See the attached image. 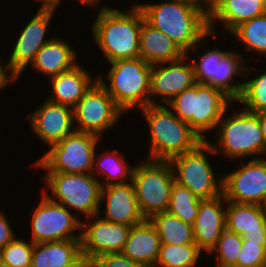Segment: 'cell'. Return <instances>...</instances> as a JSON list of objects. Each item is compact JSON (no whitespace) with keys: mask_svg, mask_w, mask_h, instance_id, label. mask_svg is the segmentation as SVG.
<instances>
[{"mask_svg":"<svg viewBox=\"0 0 266 267\" xmlns=\"http://www.w3.org/2000/svg\"><path fill=\"white\" fill-rule=\"evenodd\" d=\"M124 153L109 148L99 150L94 156L91 174L99 180L102 187L112 184H126L132 181L135 162L131 165Z\"/></svg>","mask_w":266,"mask_h":267,"instance_id":"obj_27","label":"cell"},{"mask_svg":"<svg viewBox=\"0 0 266 267\" xmlns=\"http://www.w3.org/2000/svg\"><path fill=\"white\" fill-rule=\"evenodd\" d=\"M242 243V236L225 230L207 255L214 256L215 267H237Z\"/></svg>","mask_w":266,"mask_h":267,"instance_id":"obj_34","label":"cell"},{"mask_svg":"<svg viewBox=\"0 0 266 267\" xmlns=\"http://www.w3.org/2000/svg\"><path fill=\"white\" fill-rule=\"evenodd\" d=\"M81 221L82 258L91 260L99 255L123 250L132 226L103 220L99 215Z\"/></svg>","mask_w":266,"mask_h":267,"instance_id":"obj_16","label":"cell"},{"mask_svg":"<svg viewBox=\"0 0 266 267\" xmlns=\"http://www.w3.org/2000/svg\"><path fill=\"white\" fill-rule=\"evenodd\" d=\"M226 230V199L224 195L203 199L193 225L194 242L208 254Z\"/></svg>","mask_w":266,"mask_h":267,"instance_id":"obj_20","label":"cell"},{"mask_svg":"<svg viewBox=\"0 0 266 267\" xmlns=\"http://www.w3.org/2000/svg\"><path fill=\"white\" fill-rule=\"evenodd\" d=\"M140 161L135 163L132 182L139 212L144 219H150L168 210L175 176L169 161L147 158Z\"/></svg>","mask_w":266,"mask_h":267,"instance_id":"obj_10","label":"cell"},{"mask_svg":"<svg viewBox=\"0 0 266 267\" xmlns=\"http://www.w3.org/2000/svg\"><path fill=\"white\" fill-rule=\"evenodd\" d=\"M251 65V62L246 65L243 90L236 103L247 111L257 113L266 110V65L260 71Z\"/></svg>","mask_w":266,"mask_h":267,"instance_id":"obj_30","label":"cell"},{"mask_svg":"<svg viewBox=\"0 0 266 267\" xmlns=\"http://www.w3.org/2000/svg\"><path fill=\"white\" fill-rule=\"evenodd\" d=\"M201 200L189 189L174 182L167 211L193 226Z\"/></svg>","mask_w":266,"mask_h":267,"instance_id":"obj_33","label":"cell"},{"mask_svg":"<svg viewBox=\"0 0 266 267\" xmlns=\"http://www.w3.org/2000/svg\"><path fill=\"white\" fill-rule=\"evenodd\" d=\"M255 114L258 117V121H259V123L261 125V129H262L263 138H264V141L266 143V110L261 111V112H257Z\"/></svg>","mask_w":266,"mask_h":267,"instance_id":"obj_43","label":"cell"},{"mask_svg":"<svg viewBox=\"0 0 266 267\" xmlns=\"http://www.w3.org/2000/svg\"><path fill=\"white\" fill-rule=\"evenodd\" d=\"M106 64L110 67L108 72L105 76L97 72V81L126 115L129 111L136 114V110L150 104L152 65L141 57Z\"/></svg>","mask_w":266,"mask_h":267,"instance_id":"obj_6","label":"cell"},{"mask_svg":"<svg viewBox=\"0 0 266 267\" xmlns=\"http://www.w3.org/2000/svg\"><path fill=\"white\" fill-rule=\"evenodd\" d=\"M56 35L37 52L34 61L26 69L30 68L36 75H42L47 80L60 73L69 71L79 64L81 59L77 48L70 44L69 39ZM63 37V38H62ZM77 51V52H76ZM39 73V74H38Z\"/></svg>","mask_w":266,"mask_h":267,"instance_id":"obj_21","label":"cell"},{"mask_svg":"<svg viewBox=\"0 0 266 267\" xmlns=\"http://www.w3.org/2000/svg\"><path fill=\"white\" fill-rule=\"evenodd\" d=\"M265 12L266 3L263 0H216L213 13L208 19L209 32L222 35L224 33L219 32L223 30L226 36L242 22Z\"/></svg>","mask_w":266,"mask_h":267,"instance_id":"obj_23","label":"cell"},{"mask_svg":"<svg viewBox=\"0 0 266 267\" xmlns=\"http://www.w3.org/2000/svg\"><path fill=\"white\" fill-rule=\"evenodd\" d=\"M243 238L248 242L254 243H266V234L265 232H254L246 233Z\"/></svg>","mask_w":266,"mask_h":267,"instance_id":"obj_42","label":"cell"},{"mask_svg":"<svg viewBox=\"0 0 266 267\" xmlns=\"http://www.w3.org/2000/svg\"><path fill=\"white\" fill-rule=\"evenodd\" d=\"M262 209L266 212V198L264 200V202L261 204Z\"/></svg>","mask_w":266,"mask_h":267,"instance_id":"obj_46","label":"cell"},{"mask_svg":"<svg viewBox=\"0 0 266 267\" xmlns=\"http://www.w3.org/2000/svg\"><path fill=\"white\" fill-rule=\"evenodd\" d=\"M42 103L28 113V126L41 144L50 147L75 131L73 108L47 99Z\"/></svg>","mask_w":266,"mask_h":267,"instance_id":"obj_18","label":"cell"},{"mask_svg":"<svg viewBox=\"0 0 266 267\" xmlns=\"http://www.w3.org/2000/svg\"><path fill=\"white\" fill-rule=\"evenodd\" d=\"M41 195V196H40ZM38 205L29 213L30 234L35 243L66 241L81 238V220L64 205L53 202L42 192ZM77 231V232H76Z\"/></svg>","mask_w":266,"mask_h":267,"instance_id":"obj_12","label":"cell"},{"mask_svg":"<svg viewBox=\"0 0 266 267\" xmlns=\"http://www.w3.org/2000/svg\"><path fill=\"white\" fill-rule=\"evenodd\" d=\"M77 267H97L91 260L83 259Z\"/></svg>","mask_w":266,"mask_h":267,"instance_id":"obj_45","label":"cell"},{"mask_svg":"<svg viewBox=\"0 0 266 267\" xmlns=\"http://www.w3.org/2000/svg\"><path fill=\"white\" fill-rule=\"evenodd\" d=\"M2 59L0 61V94L1 91L5 89V87H9V85H13L18 81V77L10 70L8 65Z\"/></svg>","mask_w":266,"mask_h":267,"instance_id":"obj_40","label":"cell"},{"mask_svg":"<svg viewBox=\"0 0 266 267\" xmlns=\"http://www.w3.org/2000/svg\"><path fill=\"white\" fill-rule=\"evenodd\" d=\"M186 55L167 35L142 20L140 57L150 65L173 62Z\"/></svg>","mask_w":266,"mask_h":267,"instance_id":"obj_26","label":"cell"},{"mask_svg":"<svg viewBox=\"0 0 266 267\" xmlns=\"http://www.w3.org/2000/svg\"><path fill=\"white\" fill-rule=\"evenodd\" d=\"M75 131L94 134L106 140L105 133L116 128L126 114L107 90L96 81L73 108Z\"/></svg>","mask_w":266,"mask_h":267,"instance_id":"obj_13","label":"cell"},{"mask_svg":"<svg viewBox=\"0 0 266 267\" xmlns=\"http://www.w3.org/2000/svg\"><path fill=\"white\" fill-rule=\"evenodd\" d=\"M195 83L194 67L187 54L173 62L152 65L150 104L166 105Z\"/></svg>","mask_w":266,"mask_h":267,"instance_id":"obj_17","label":"cell"},{"mask_svg":"<svg viewBox=\"0 0 266 267\" xmlns=\"http://www.w3.org/2000/svg\"><path fill=\"white\" fill-rule=\"evenodd\" d=\"M181 3H185L188 6L198 10L207 19H209L213 13L216 0H178Z\"/></svg>","mask_w":266,"mask_h":267,"instance_id":"obj_39","label":"cell"},{"mask_svg":"<svg viewBox=\"0 0 266 267\" xmlns=\"http://www.w3.org/2000/svg\"><path fill=\"white\" fill-rule=\"evenodd\" d=\"M98 215L108 222L129 226L140 224L144 218L137 206L133 182L102 187Z\"/></svg>","mask_w":266,"mask_h":267,"instance_id":"obj_19","label":"cell"},{"mask_svg":"<svg viewBox=\"0 0 266 267\" xmlns=\"http://www.w3.org/2000/svg\"><path fill=\"white\" fill-rule=\"evenodd\" d=\"M0 267H9V266L4 265V264H2V263L0 262Z\"/></svg>","mask_w":266,"mask_h":267,"instance_id":"obj_48","label":"cell"},{"mask_svg":"<svg viewBox=\"0 0 266 267\" xmlns=\"http://www.w3.org/2000/svg\"><path fill=\"white\" fill-rule=\"evenodd\" d=\"M266 243L248 242L243 238L237 267H265Z\"/></svg>","mask_w":266,"mask_h":267,"instance_id":"obj_36","label":"cell"},{"mask_svg":"<svg viewBox=\"0 0 266 267\" xmlns=\"http://www.w3.org/2000/svg\"><path fill=\"white\" fill-rule=\"evenodd\" d=\"M149 220L155 226L161 243L170 245L195 243L193 226L168 211L155 214Z\"/></svg>","mask_w":266,"mask_h":267,"instance_id":"obj_31","label":"cell"},{"mask_svg":"<svg viewBox=\"0 0 266 267\" xmlns=\"http://www.w3.org/2000/svg\"><path fill=\"white\" fill-rule=\"evenodd\" d=\"M202 257L204 253L196 243L184 245L161 243L155 267H198V261Z\"/></svg>","mask_w":266,"mask_h":267,"instance_id":"obj_32","label":"cell"},{"mask_svg":"<svg viewBox=\"0 0 266 267\" xmlns=\"http://www.w3.org/2000/svg\"><path fill=\"white\" fill-rule=\"evenodd\" d=\"M31 1H32V3L34 2L35 4L39 3V6H37V8L58 9V8H61V7H58V6H63L62 5V1L63 0H31Z\"/></svg>","mask_w":266,"mask_h":267,"instance_id":"obj_41","label":"cell"},{"mask_svg":"<svg viewBox=\"0 0 266 267\" xmlns=\"http://www.w3.org/2000/svg\"><path fill=\"white\" fill-rule=\"evenodd\" d=\"M264 227H265V234H266V214H265V219H264Z\"/></svg>","mask_w":266,"mask_h":267,"instance_id":"obj_47","label":"cell"},{"mask_svg":"<svg viewBox=\"0 0 266 267\" xmlns=\"http://www.w3.org/2000/svg\"><path fill=\"white\" fill-rule=\"evenodd\" d=\"M220 36L209 32L187 55L191 57L197 84L212 86L236 102L243 90L247 56H242L244 53H240L237 47L226 50L216 43L214 48H209V40H220Z\"/></svg>","mask_w":266,"mask_h":267,"instance_id":"obj_2","label":"cell"},{"mask_svg":"<svg viewBox=\"0 0 266 267\" xmlns=\"http://www.w3.org/2000/svg\"><path fill=\"white\" fill-rule=\"evenodd\" d=\"M42 177L40 192L50 200L64 205L81 221L98 215L102 186L92 174L46 172Z\"/></svg>","mask_w":266,"mask_h":267,"instance_id":"obj_8","label":"cell"},{"mask_svg":"<svg viewBox=\"0 0 266 267\" xmlns=\"http://www.w3.org/2000/svg\"><path fill=\"white\" fill-rule=\"evenodd\" d=\"M161 241L155 226L149 219L131 227L121 251L141 267H155Z\"/></svg>","mask_w":266,"mask_h":267,"instance_id":"obj_24","label":"cell"},{"mask_svg":"<svg viewBox=\"0 0 266 267\" xmlns=\"http://www.w3.org/2000/svg\"><path fill=\"white\" fill-rule=\"evenodd\" d=\"M232 171L223 174L226 201L261 205L266 198V158L236 161ZM238 166V167H237Z\"/></svg>","mask_w":266,"mask_h":267,"instance_id":"obj_15","label":"cell"},{"mask_svg":"<svg viewBox=\"0 0 266 267\" xmlns=\"http://www.w3.org/2000/svg\"><path fill=\"white\" fill-rule=\"evenodd\" d=\"M79 4L83 5V6H88V7H91V6H95V5H98V4H101L103 2H106V1H103V0H77Z\"/></svg>","mask_w":266,"mask_h":267,"instance_id":"obj_44","label":"cell"},{"mask_svg":"<svg viewBox=\"0 0 266 267\" xmlns=\"http://www.w3.org/2000/svg\"><path fill=\"white\" fill-rule=\"evenodd\" d=\"M144 19L176 43L187 54L208 33V19L198 10L178 0L135 1Z\"/></svg>","mask_w":266,"mask_h":267,"instance_id":"obj_4","label":"cell"},{"mask_svg":"<svg viewBox=\"0 0 266 267\" xmlns=\"http://www.w3.org/2000/svg\"><path fill=\"white\" fill-rule=\"evenodd\" d=\"M5 210H0V250L4 248L8 243H10L16 236V229L13 224L11 225V221H9V217L6 215ZM8 217V218H7Z\"/></svg>","mask_w":266,"mask_h":267,"instance_id":"obj_38","label":"cell"},{"mask_svg":"<svg viewBox=\"0 0 266 267\" xmlns=\"http://www.w3.org/2000/svg\"><path fill=\"white\" fill-rule=\"evenodd\" d=\"M85 67L80 62L73 69L49 78L51 94L46 96V99L74 108L98 78L97 75H91L92 72Z\"/></svg>","mask_w":266,"mask_h":267,"instance_id":"obj_22","label":"cell"},{"mask_svg":"<svg viewBox=\"0 0 266 267\" xmlns=\"http://www.w3.org/2000/svg\"><path fill=\"white\" fill-rule=\"evenodd\" d=\"M17 235L0 250V262L9 267H31L34 243L30 239ZM26 239V240H25Z\"/></svg>","mask_w":266,"mask_h":267,"instance_id":"obj_35","label":"cell"},{"mask_svg":"<svg viewBox=\"0 0 266 267\" xmlns=\"http://www.w3.org/2000/svg\"><path fill=\"white\" fill-rule=\"evenodd\" d=\"M108 5L101 3L89 7L96 15L90 24V39L107 63L139 58L143 12L135 1L126 10Z\"/></svg>","mask_w":266,"mask_h":267,"instance_id":"obj_1","label":"cell"},{"mask_svg":"<svg viewBox=\"0 0 266 267\" xmlns=\"http://www.w3.org/2000/svg\"><path fill=\"white\" fill-rule=\"evenodd\" d=\"M232 103L233 101L222 91L209 85L195 83L166 105L206 141L210 138V133L214 134L222 115Z\"/></svg>","mask_w":266,"mask_h":267,"instance_id":"obj_7","label":"cell"},{"mask_svg":"<svg viewBox=\"0 0 266 267\" xmlns=\"http://www.w3.org/2000/svg\"><path fill=\"white\" fill-rule=\"evenodd\" d=\"M234 105L237 103L233 102L227 108L218 122L214 136L206 141L213 147L219 159L223 157L221 160L234 163L248 158L266 157V143L257 115L243 109L239 104L238 107Z\"/></svg>","mask_w":266,"mask_h":267,"instance_id":"obj_3","label":"cell"},{"mask_svg":"<svg viewBox=\"0 0 266 267\" xmlns=\"http://www.w3.org/2000/svg\"><path fill=\"white\" fill-rule=\"evenodd\" d=\"M91 261L97 267H141L121 252L99 255L91 259Z\"/></svg>","mask_w":266,"mask_h":267,"instance_id":"obj_37","label":"cell"},{"mask_svg":"<svg viewBox=\"0 0 266 267\" xmlns=\"http://www.w3.org/2000/svg\"><path fill=\"white\" fill-rule=\"evenodd\" d=\"M144 116L149 137L145 158L170 161L173 157L195 149L203 140L164 104H149L136 111Z\"/></svg>","mask_w":266,"mask_h":267,"instance_id":"obj_5","label":"cell"},{"mask_svg":"<svg viewBox=\"0 0 266 267\" xmlns=\"http://www.w3.org/2000/svg\"><path fill=\"white\" fill-rule=\"evenodd\" d=\"M265 214L261 205L226 201V230L242 237L246 233L265 232Z\"/></svg>","mask_w":266,"mask_h":267,"instance_id":"obj_29","label":"cell"},{"mask_svg":"<svg viewBox=\"0 0 266 267\" xmlns=\"http://www.w3.org/2000/svg\"><path fill=\"white\" fill-rule=\"evenodd\" d=\"M102 140L100 137L74 131L61 141L47 148L45 153L35 160L33 168L42 172L86 173L91 174L94 156Z\"/></svg>","mask_w":266,"mask_h":267,"instance_id":"obj_11","label":"cell"},{"mask_svg":"<svg viewBox=\"0 0 266 267\" xmlns=\"http://www.w3.org/2000/svg\"><path fill=\"white\" fill-rule=\"evenodd\" d=\"M229 36L234 37L238 44L240 43L243 51L252 54L246 59L247 63L263 62V59H266V12L242 22L227 35V37ZM255 56L260 59L254 60Z\"/></svg>","mask_w":266,"mask_h":267,"instance_id":"obj_28","label":"cell"},{"mask_svg":"<svg viewBox=\"0 0 266 267\" xmlns=\"http://www.w3.org/2000/svg\"><path fill=\"white\" fill-rule=\"evenodd\" d=\"M82 260L80 239L35 243L31 267H77Z\"/></svg>","mask_w":266,"mask_h":267,"instance_id":"obj_25","label":"cell"},{"mask_svg":"<svg viewBox=\"0 0 266 267\" xmlns=\"http://www.w3.org/2000/svg\"><path fill=\"white\" fill-rule=\"evenodd\" d=\"M59 9L53 8H38L36 13L30 19L25 21L24 26L21 27L20 32L15 35V41H12L10 53L5 61L10 70L18 77L20 81L21 77L25 74L26 69L34 61L37 52L47 42L52 40L56 35H49L50 29L54 19L55 13ZM48 35V36H47ZM50 36V37H49Z\"/></svg>","mask_w":266,"mask_h":267,"instance_id":"obj_14","label":"cell"},{"mask_svg":"<svg viewBox=\"0 0 266 267\" xmlns=\"http://www.w3.org/2000/svg\"><path fill=\"white\" fill-rule=\"evenodd\" d=\"M214 156L217 158L213 147L207 141H203L195 149L173 157L169 162L175 182L202 200L223 195V175L215 173L219 170L215 171V165L212 163Z\"/></svg>","mask_w":266,"mask_h":267,"instance_id":"obj_9","label":"cell"}]
</instances>
